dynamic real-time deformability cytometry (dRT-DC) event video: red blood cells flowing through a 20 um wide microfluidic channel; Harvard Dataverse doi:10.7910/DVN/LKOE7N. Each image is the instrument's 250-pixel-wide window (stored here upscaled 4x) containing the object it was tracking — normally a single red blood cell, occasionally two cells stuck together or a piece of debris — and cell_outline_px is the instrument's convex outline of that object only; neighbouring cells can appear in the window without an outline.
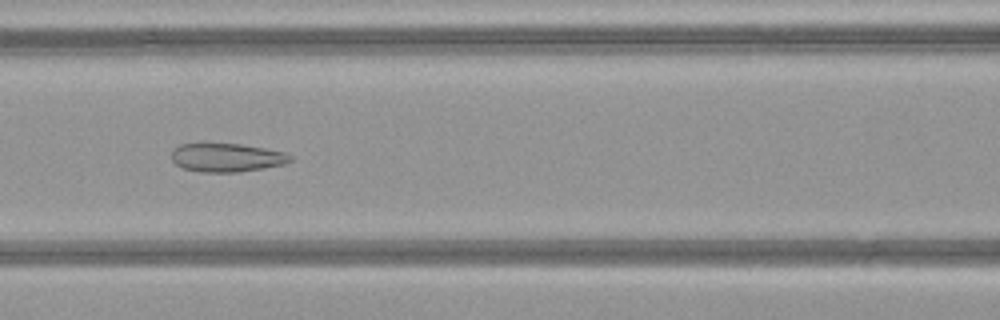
{"species": "common noctule bat (a hibernating species)", "species_latin": "Nyctalus noctula", "temperature_condition": "warm", "stored_images_in_passage": 44, "camera_frame_rate_fps": 3000, "um_per_image_px": 0.085, "animal": {"sex": "female", "body_mass_g": 21.9}, "frame": {"image": 1, "passage_image": 17, "time_ms": 5.333, "image_size_px": [1000, 320], "cell_outline_px": [[292, 160], [284, 164], [264, 168], [236, 172], [200, 172], [184, 168], [176, 164], [172, 160], [172, 148], [180, 144], [204, 140], [240, 144], [264, 148], [284, 152], [292, 156]], "centroid_in_image_um": [19.2, 13.34], "position_along_channel_um": 147.4, "area_um2": 20.52}}
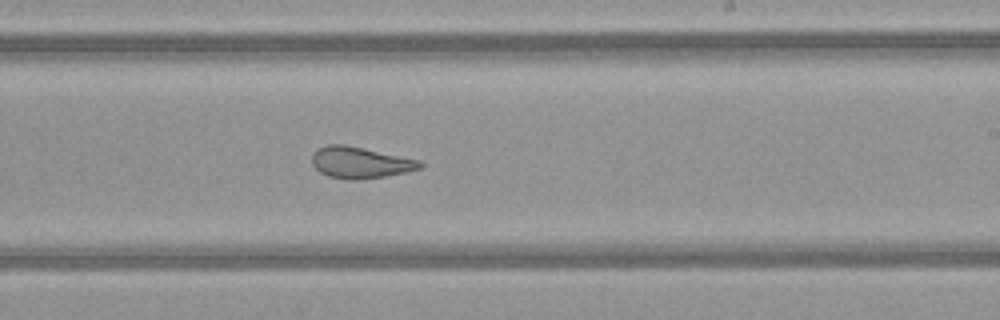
{"frame": {"image": 2, "passage_image": 25, "time_ms": 8.0, "image_size_px": [1000, 320], "cell_outline_px": [[424, 168], [384, 176], [356, 180], [352, 180], [328, 176], [320, 172], [312, 164], [312, 152], [316, 148], [328, 144], [344, 144], [420, 160], [424, 164]], "centroid_in_image_um": [30.6, 13.81], "position_along_channel_um": 258.4, "area_um2": 19.77}}
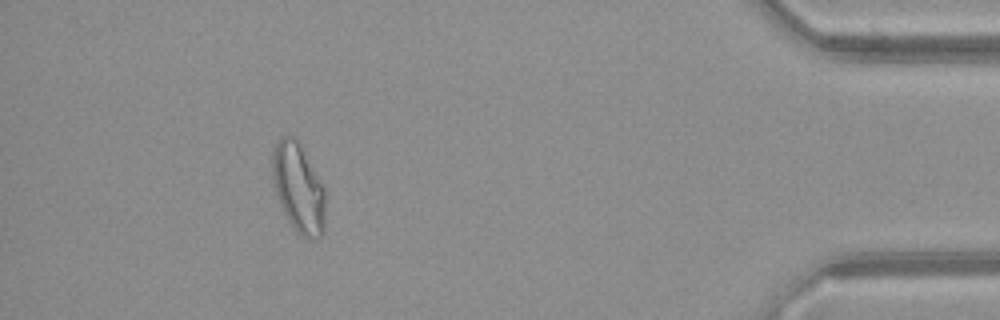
{"frame": {"image": 3, "passage_image": 40, "time_ms": 13.0, "image_size_px": [1000, 320], "cell_outline_px": [[324, 232], [316, 240], [300, 236], [296, 232], [288, 220], [280, 204], [272, 180], [272, 152], [280, 136], [296, 136], [324, 184]], "centroid_in_image_um": [25.37, 15.95], "position_along_channel_um": 409.8, "area_um2": 27.92}, "authors_computed_cell_mechanics": {"area_um2": 24.4205, "velocity_mm_per_s": 4.1758, "shape_relaxation_time_tau1_ms": null, "shape_relaxation_time_tau2_ms": 1.7553, "deformation_change_tau1": null, "deformation_change_tau2": 0.0932}}